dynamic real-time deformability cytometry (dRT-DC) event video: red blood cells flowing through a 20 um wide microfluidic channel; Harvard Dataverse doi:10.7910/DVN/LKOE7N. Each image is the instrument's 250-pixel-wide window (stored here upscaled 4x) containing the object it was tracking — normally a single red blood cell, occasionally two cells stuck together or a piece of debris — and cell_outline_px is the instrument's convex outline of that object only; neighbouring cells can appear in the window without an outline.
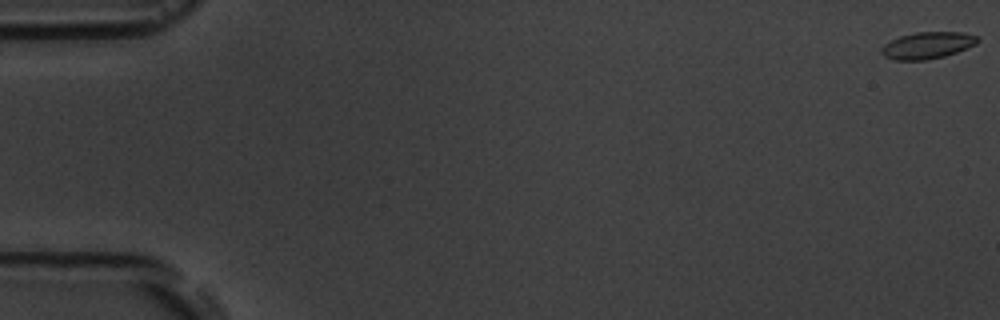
{"species": "common noctule bat (a hibernating species)", "species_latin": "Nyctalus noctula", "temperature_condition": "room temperature", "stored_images_in_passage": 5, "camera_frame_rate_fps": 3000, "um_per_image_px": 0.085, "animal": {"sex": "male", "body_mass_g": 19.5, "forearm_length_mm": 54.6}, "frame": {"image": 1, "passage_image": 1, "time_ms": 0.0, "image_size_px": [1000, 320], "cell_outline_px": [[980, 40], [976, 44], [956, 52], [944, 56], [924, 60], [896, 60], [884, 56], [880, 52], [880, 48], [884, 44], [900, 36], [916, 32], [964, 32], [976, 36]], "centroid_in_image_um": [78.82, 3.85], "position_along_channel_um": 6.2, "area_um2": 14.91}}
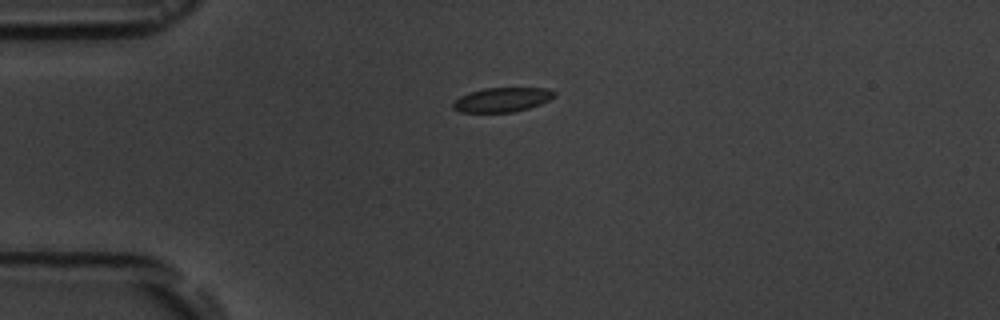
{"frame": {"image": 2, "passage_image": 5, "time_ms": 4.667, "image_size_px": [1000, 320], "cell_outline_px": [[556, 96], [540, 104], [528, 108], [512, 112], [460, 112], [452, 108], [452, 104], [460, 96], [484, 88], [548, 88], [556, 92]], "centroid_in_image_um": [42.7, 8.47], "position_along_channel_um": 42.3, "area_um2": 14.28}}